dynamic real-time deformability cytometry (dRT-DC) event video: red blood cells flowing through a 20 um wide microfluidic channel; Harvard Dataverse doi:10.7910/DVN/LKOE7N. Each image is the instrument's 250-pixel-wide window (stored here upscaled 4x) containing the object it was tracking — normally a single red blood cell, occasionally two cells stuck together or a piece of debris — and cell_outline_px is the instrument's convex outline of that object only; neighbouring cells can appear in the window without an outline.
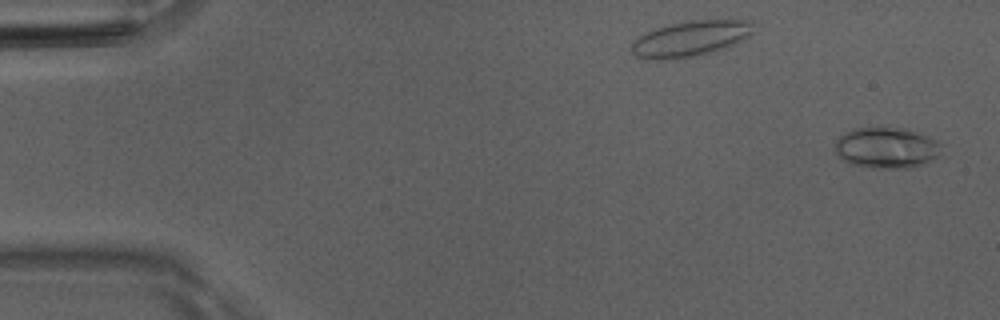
{"species": "Egyptian fruit bat (a non-hibernating species)", "species_latin": "Rousettus aegyptiacus", "temperature_condition": "room temperature", "stored_images_in_passage": 51, "camera_frame_rate_fps": 3000, "um_per_image_px": 0.085, "animal": {"sex": "male"}, "frame": {"image": 1, "passage_image": 2, "time_ms": 0.333, "image_size_px": [1000, 320], "cell_outline_px": [[940, 156], [912, 168], [876, 168], [848, 164], [836, 156], [832, 148], [836, 140], [840, 136], [852, 128], [904, 128], [928, 136], [936, 140], [940, 144]], "centroid_in_image_um": [75.29, 12.57], "position_along_channel_um": 9.7, "area_um2": 25.66}}
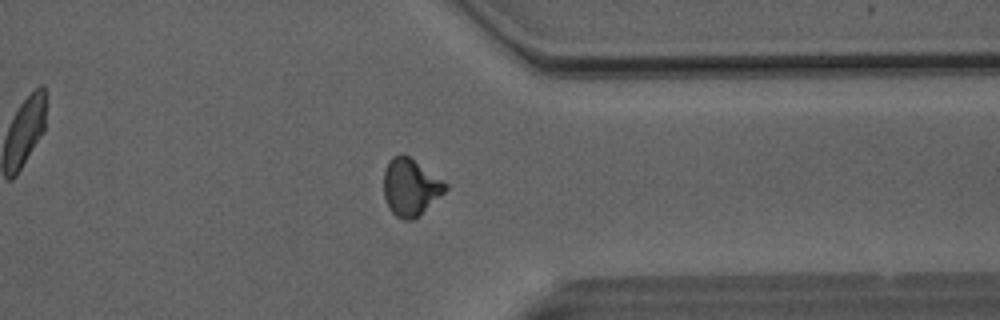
{"frame": {"image": 2, "passage_image": 40, "time_ms": 13.0, "image_size_px": [1000, 320], "cell_outline_px": [[448, 188], [444, 192], [412, 220], [404, 220], [396, 216], [388, 208], [384, 196], [384, 168], [388, 160], [392, 156], [404, 152], [444, 180], [448, 184]], "centroid_in_image_um": [34.87, 15.85], "position_along_channel_um": 376.5, "area_um2": 20.63}}
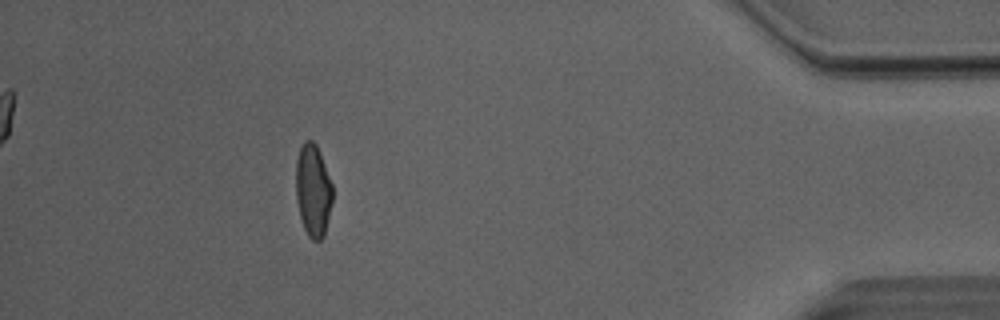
{"frame": {"image": 3, "passage_image": 46, "time_ms": 15.0, "image_size_px": [1000, 320], "cell_outline_px": [[332, 204], [324, 236], [320, 240], [312, 240], [308, 236], [300, 220], [296, 200], [296, 160], [300, 148], [304, 140], [312, 140], [316, 144], [320, 152], [332, 184]], "centroid_in_image_um": [26.6, 16.2], "position_along_channel_um": 408.6, "area_um2": 19.94}, "authors_computed_cell_mechanics": {"area_um2": 20.6924, "velocity_mm_per_s": 4.0679, "shape_relaxation_time_tau1_ms": 6.4405, "shape_relaxation_time_tau2_ms": 2.3162, "deformation_change_tau1": 0.1916, "deformation_change_tau2": 0.0742}}